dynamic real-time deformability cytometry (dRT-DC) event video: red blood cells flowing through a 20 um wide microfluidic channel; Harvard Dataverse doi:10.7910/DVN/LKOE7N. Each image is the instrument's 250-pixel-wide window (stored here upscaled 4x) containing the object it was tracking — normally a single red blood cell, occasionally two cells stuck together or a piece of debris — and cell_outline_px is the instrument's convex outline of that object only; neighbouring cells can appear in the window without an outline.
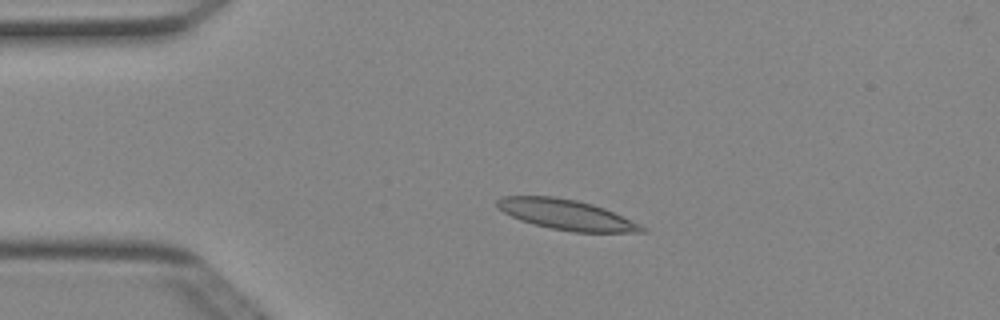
{"species": "Egyptian fruit bat (a non-hibernating species)", "species_latin": "Rousettus aegyptiacus", "temperature_condition": "cold", "stored_images_in_passage": 50, "camera_frame_rate_fps": 3000, "um_per_image_px": 0.085, "animal": {"sex": "female"}, "frame": {"image": 1, "passage_image": 11, "time_ms": 3.333, "image_size_px": [1000, 320], "cell_outline_px": [[648, 232], [572, 232], [552, 228], [520, 220], [496, 208], [496, 200], [500, 196], [552, 196], [576, 200], [592, 204], [604, 208], [640, 224], [648, 228]], "centroid_in_image_um": [48.14, 18.24], "position_along_channel_um": 36.9, "area_um2": 25.37}}
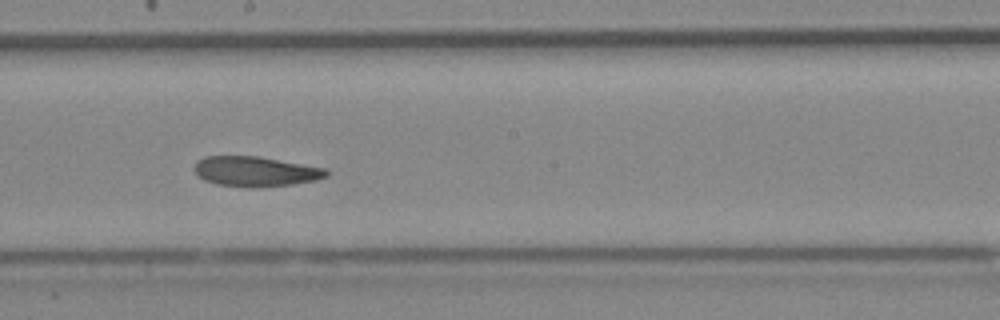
{"frame": {"image": 2, "passage_image": 28, "time_ms": 9.0, "image_size_px": [1000, 320], "cell_outline_px": [[328, 176], [316, 180], [292, 184], [260, 188], [248, 188], [216, 184], [204, 180], [196, 176], [192, 168], [196, 160], [204, 156], [260, 156], [328, 168]], "centroid_in_image_um": [21.69, 14.57], "position_along_channel_um": 226.5, "area_um2": 23.76}}
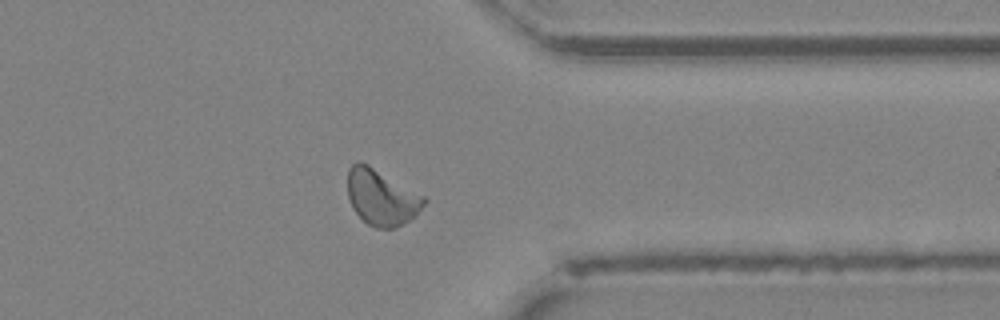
{"frame": {"image": 3, "passage_image": 40, "time_ms": 13.0, "image_size_px": [1000, 320], "cell_outline_px": [[428, 200], [408, 220], [396, 228], [376, 228], [368, 224], [352, 208], [348, 196], [348, 168], [356, 160], [360, 160], [368, 164], [424, 196]], "centroid_in_image_um": [32.38, 16.75], "position_along_channel_um": 379.0, "area_um2": 24.57}, "authors_computed_cell_mechanics": {"area_um2": 24.1893, "velocity_mm_per_s": 3.9583, "shape_relaxation_time_tau1_ms": 4.5627, "shape_relaxation_time_tau2_ms": 7.8529, "deformation_change_tau1": 0.1505, "deformation_change_tau2": 0.1369}}